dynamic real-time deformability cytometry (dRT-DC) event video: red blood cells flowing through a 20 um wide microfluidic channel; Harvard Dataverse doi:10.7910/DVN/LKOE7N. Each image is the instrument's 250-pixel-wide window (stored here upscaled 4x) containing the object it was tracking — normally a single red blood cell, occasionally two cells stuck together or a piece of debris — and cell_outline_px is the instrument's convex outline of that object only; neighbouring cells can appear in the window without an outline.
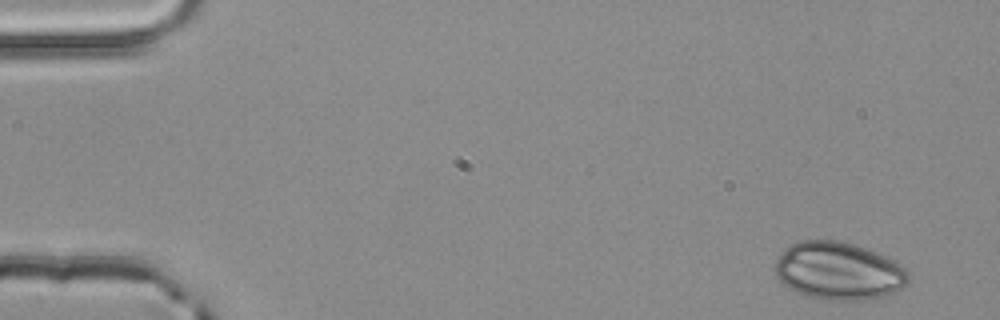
{"species": "common noctule bat (a hibernating species)", "species_latin": "Nyctalus noctula", "temperature_condition": "room temperature", "stored_images_in_passage": 4, "camera_frame_rate_fps": 3000, "um_per_image_px": 0.085, "animal": {"sex": "male", "body_mass_g": 20.4}, "frame": {"image": 1, "passage_image": 1, "time_ms": 0.0, "image_size_px": [1000, 320], "cell_outline_px": [[908, 284], [884, 296], [868, 300], [824, 300], [808, 296], [788, 288], [776, 276], [772, 268], [776, 260], [784, 248], [800, 240], [840, 240], [876, 252], [900, 264], [908, 272]], "centroid_in_image_um": [71.24, 23.03], "position_along_channel_um": 13.8, "area_um2": 44.97}}